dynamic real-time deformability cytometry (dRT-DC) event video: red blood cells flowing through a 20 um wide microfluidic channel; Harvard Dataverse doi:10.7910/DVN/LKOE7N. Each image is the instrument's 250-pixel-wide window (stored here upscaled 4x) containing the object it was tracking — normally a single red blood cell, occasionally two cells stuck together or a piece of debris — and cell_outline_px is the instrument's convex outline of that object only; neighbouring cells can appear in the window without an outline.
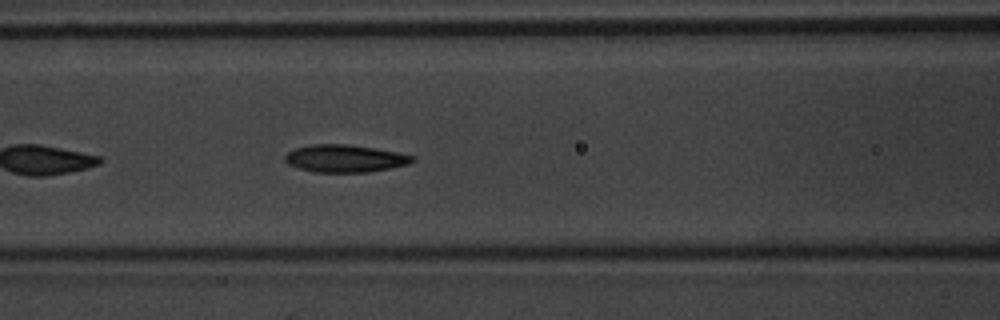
{"species": "common noctule bat (a hibernating species)", "species_latin": "Nyctalus noctula", "temperature_condition": "warm", "stored_images_in_passage": 25, "camera_frame_rate_fps": 3000, "um_per_image_px": 0.085, "animal": {"sex": "male", "body_mass_g": 20.1, "forearm_length_mm": 53.5}, "frame": {"image": 1, "passage_image": 8, "time_ms": 2.333, "image_size_px": [1000, 320], "cell_outline_px": [[416, 160], [408, 164], [368, 172], [312, 172], [288, 164], [284, 160], [284, 156], [288, 152], [296, 148], [312, 144], [344, 144], [376, 148], [416, 156]], "centroid_in_image_um": [29.32, 13.47], "position_along_channel_um": 137.3, "area_um2": 20.35}}